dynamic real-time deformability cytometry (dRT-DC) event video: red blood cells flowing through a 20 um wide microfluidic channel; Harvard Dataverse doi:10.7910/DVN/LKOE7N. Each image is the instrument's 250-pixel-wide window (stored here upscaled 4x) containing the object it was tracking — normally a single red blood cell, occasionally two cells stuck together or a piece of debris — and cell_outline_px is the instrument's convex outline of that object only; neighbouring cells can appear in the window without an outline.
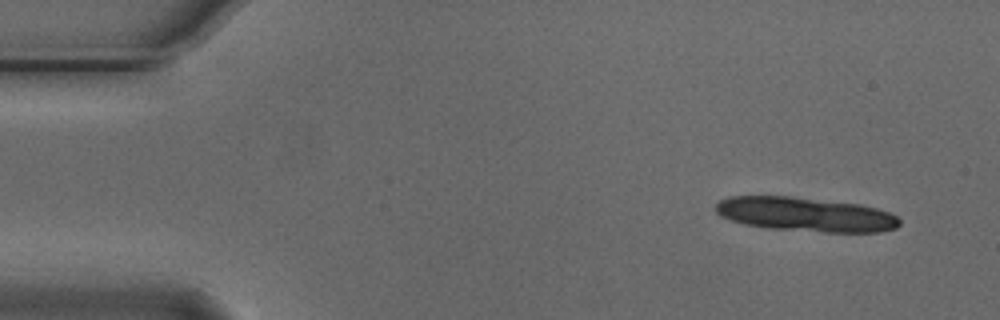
{"species": "Egyptian fruit bat (a non-hibernating species)", "species_latin": "Rousettus aegyptiacus", "temperature_condition": "cold", "stored_images_in_passage": 4, "camera_frame_rate_fps": 3000, "um_per_image_px": 0.085, "animal": {"sex": "male"}, "frame": {"image": 1, "passage_image": 1, "time_ms": 0.0, "image_size_px": [1000, 320], "cell_outline_px": [[900, 224], [896, 228], [880, 232], [824, 232], [768, 228], [744, 224], [720, 216], [716, 212], [716, 204], [720, 200], [728, 196], [788, 196], [860, 204], [876, 208], [888, 212], [896, 216], [900, 220]], "centroid_in_image_um": [68.47, 18.22], "position_along_channel_um": 16.5, "area_um2": 36.59}}